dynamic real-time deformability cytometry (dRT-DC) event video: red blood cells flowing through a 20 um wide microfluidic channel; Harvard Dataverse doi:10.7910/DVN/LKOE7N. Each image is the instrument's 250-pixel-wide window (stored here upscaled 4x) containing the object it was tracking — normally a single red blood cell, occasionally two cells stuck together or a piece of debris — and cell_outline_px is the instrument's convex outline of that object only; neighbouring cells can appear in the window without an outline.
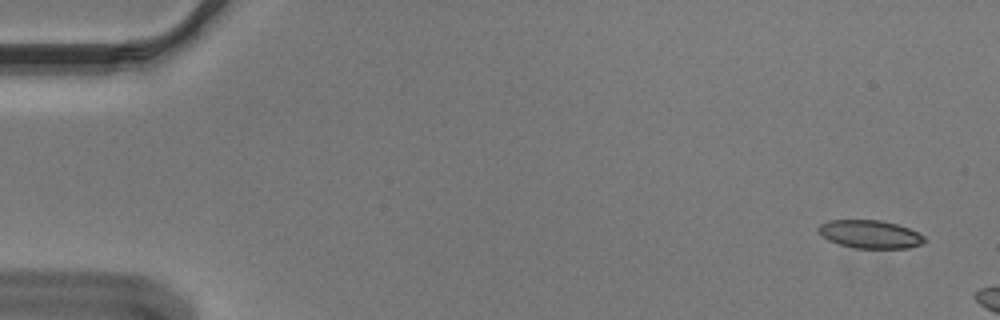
{"species": "Egyptian fruit bat (a non-hibernating species)", "species_latin": "Rousettus aegyptiacus", "temperature_condition": "cold", "stored_images_in_passage": 8, "camera_frame_rate_fps": 3000, "um_per_image_px": 0.085, "animal": {"sex": "male"}, "frame": {"image": 1, "passage_image": 3, "time_ms": 0.667, "image_size_px": [1000, 320], "cell_outline_px": [[928, 240], [924, 244], [908, 248], [856, 248], [840, 244], [828, 240], [816, 228], [820, 224], [828, 220], [880, 220], [896, 224], [908, 228], [924, 236]], "centroid_in_image_um": [73.98, 19.91], "position_along_channel_um": 11.0, "area_um2": 17.34}}